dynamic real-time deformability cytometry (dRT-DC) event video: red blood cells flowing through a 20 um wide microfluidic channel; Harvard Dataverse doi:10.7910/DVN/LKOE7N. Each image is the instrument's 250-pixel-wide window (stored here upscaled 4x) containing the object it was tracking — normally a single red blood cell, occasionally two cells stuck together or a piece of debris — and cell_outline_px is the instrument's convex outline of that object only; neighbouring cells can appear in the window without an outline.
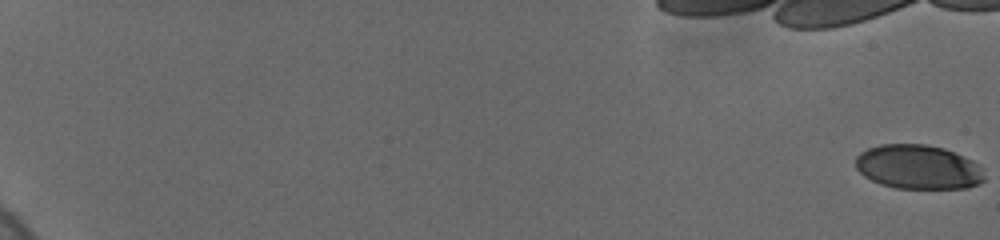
{"species": "human", "species_latin": "Homo sapiens", "temperature_condition": "cold", "stored_images_in_passage": 50, "camera_frame_rate_fps": 3000, "um_per_image_px": 0.085, "donor": {"sex": "female"}, "frame": {"image": 1, "passage_image": 1, "time_ms": 0.0, "image_size_px": [1000, 240], "cell_outline_px": [[984, 180], [968, 188], [896, 188], [880, 184], [864, 176], [856, 168], [856, 156], [860, 152], [868, 148], [880, 144], [928, 144], [944, 148], [964, 156], [980, 164], [984, 176]], "centroid_in_image_um": [78.04, 14.19], "position_along_channel_um": 7.0, "area_um2": 33.35}}
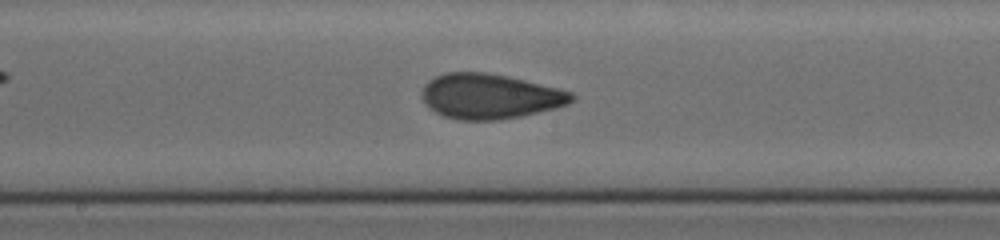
{"frame": {"image": 2, "passage_image": 26, "time_ms": 12.0, "image_size_px": [1000, 240], "cell_outline_px": [[576, 96], [568, 104], [556, 108], [520, 116], [500, 120], [460, 120], [444, 116], [428, 108], [424, 104], [424, 84], [428, 80], [444, 72], [484, 72], [508, 76], [572, 92]], "centroid_in_image_um": [41.63, 8.19], "position_along_channel_um": 206.6, "area_um2": 39.13}}
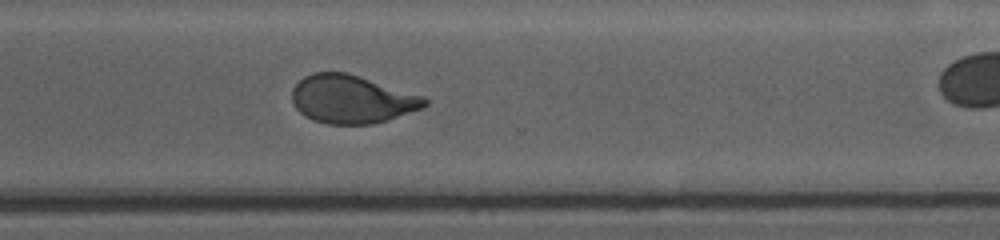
{"frame": {"image": 3, "passage_image": 41, "time_ms": 15.667, "image_size_px": [1000, 240], "cell_outline_px": [[428, 104], [420, 108], [388, 120], [372, 124], [328, 124], [312, 120], [300, 112], [296, 108], [292, 100], [292, 88], [304, 76], [312, 72], [348, 72], [424, 96], [428, 100]], "centroid_in_image_um": [29.89, 8.42], "position_along_channel_um": 340.7, "area_um2": 37.28}}